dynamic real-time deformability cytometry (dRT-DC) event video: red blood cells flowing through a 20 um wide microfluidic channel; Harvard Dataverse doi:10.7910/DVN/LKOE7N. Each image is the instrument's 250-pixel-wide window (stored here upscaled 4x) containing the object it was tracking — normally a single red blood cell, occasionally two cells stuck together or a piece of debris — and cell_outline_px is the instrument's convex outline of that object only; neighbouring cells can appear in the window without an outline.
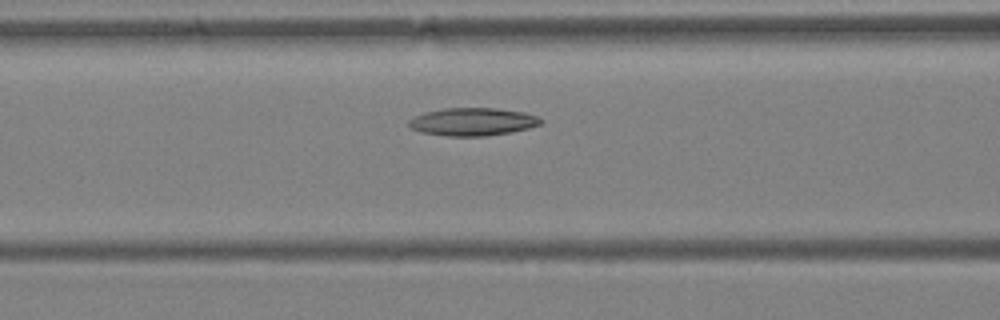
{"species": "Egyptian fruit bat (a non-hibernating species)", "species_latin": "Rousettus aegyptiacus", "temperature_condition": "warm", "stored_images_in_passage": 4, "camera_frame_rate_fps": 3000, "um_per_image_px": 0.085, "animal": {"sex": "female"}, "frame": {"image": 1, "passage_image": 4, "time_ms": 1.0, "image_size_px": [1000, 320], "cell_outline_px": [[544, 120], [540, 124], [528, 128], [512, 132], [484, 136], [448, 136], [420, 132], [412, 128], [408, 124], [408, 120], [424, 112], [444, 108], [496, 108], [524, 112], [536, 116]], "centroid_in_image_um": [40.17, 10.35], "position_along_channel_um": 126.4, "area_um2": 21.39}}